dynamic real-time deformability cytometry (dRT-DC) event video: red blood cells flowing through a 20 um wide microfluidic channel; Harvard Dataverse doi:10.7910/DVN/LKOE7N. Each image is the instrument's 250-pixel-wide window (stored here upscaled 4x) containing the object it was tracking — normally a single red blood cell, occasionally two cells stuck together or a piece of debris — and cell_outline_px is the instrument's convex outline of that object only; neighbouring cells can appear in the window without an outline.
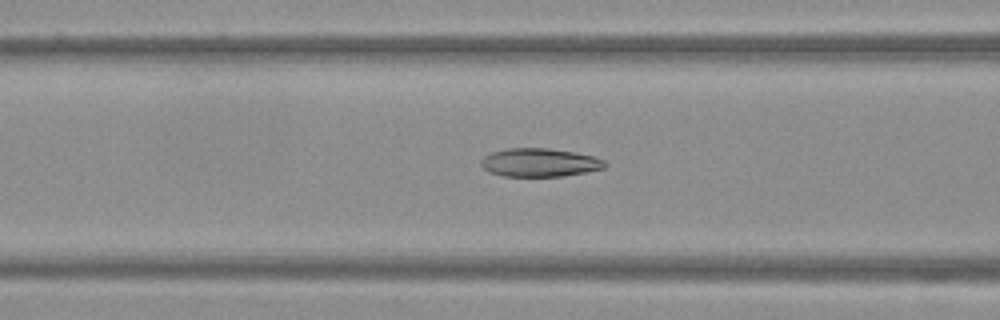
{"species": "Egyptian fruit bat (a non-hibernating species)", "species_latin": "Rousettus aegyptiacus", "temperature_condition": "warm", "stored_images_in_passage": 51, "camera_frame_rate_fps": 3000, "um_per_image_px": 0.085, "frame": {"image": 1, "passage_image": 21, "time_ms": 6.667, "image_size_px": [1000, 320], "cell_outline_px": [[608, 164], [604, 168], [564, 176], [500, 176], [488, 172], [480, 164], [480, 160], [484, 156], [492, 152], [508, 148], [548, 148], [576, 152], [592, 156], [604, 160]], "centroid_in_image_um": [45.84, 13.81], "position_along_channel_um": 120.8, "area_um2": 20.58}}
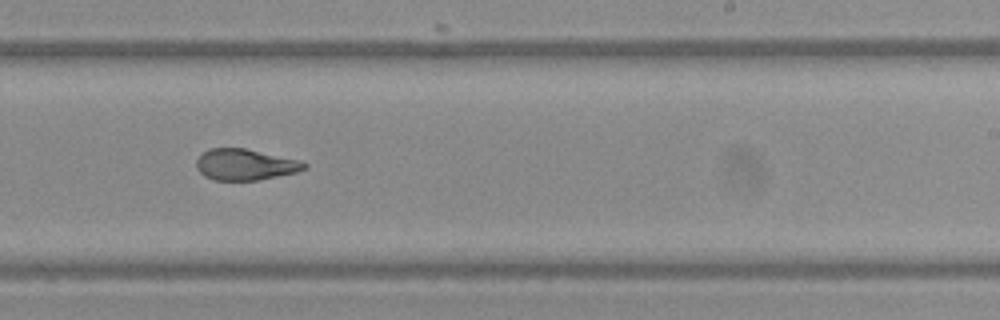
{"frame": {"image": 2, "passage_image": 32, "time_ms": 10.333, "image_size_px": [1000, 320], "cell_outline_px": [[308, 168], [296, 172], [256, 180], [212, 180], [204, 176], [196, 168], [196, 160], [208, 148], [244, 148], [304, 160], [308, 164]], "centroid_in_image_um": [20.87, 13.98], "position_along_channel_um": 268.1, "area_um2": 19.77}}
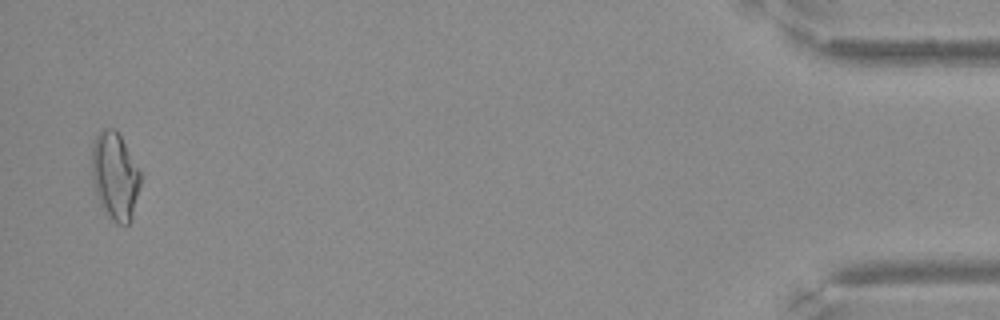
{"frame": {"image": 3, "passage_image": 50, "time_ms": 16.333, "image_size_px": [1000, 320], "cell_outline_px": [[144, 176], [132, 216], [128, 224], [116, 224], [104, 212], [100, 204], [96, 192], [92, 176], [92, 144], [100, 128], [116, 128]], "centroid_in_image_um": [9.8, 14.94], "position_along_channel_um": 425.4, "area_um2": 25.32}}